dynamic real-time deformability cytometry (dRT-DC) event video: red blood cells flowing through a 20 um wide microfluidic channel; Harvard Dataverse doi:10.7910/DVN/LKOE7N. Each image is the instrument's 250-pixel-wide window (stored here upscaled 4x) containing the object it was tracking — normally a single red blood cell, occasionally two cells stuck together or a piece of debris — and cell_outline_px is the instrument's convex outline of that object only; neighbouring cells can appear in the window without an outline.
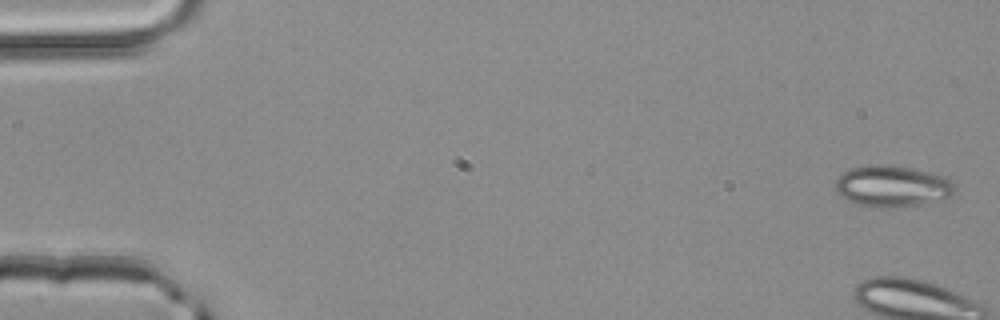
{"species": "common noctule bat (a hibernating species)", "species_latin": "Nyctalus noctula", "temperature_condition": "room temperature", "stored_images_in_passage": 4, "camera_frame_rate_fps": 3000, "um_per_image_px": 0.085, "animal": {"sex": "male", "body_mass_g": 20.4}, "frame": {"image": 1, "passage_image": 1, "time_ms": 0.0, "image_size_px": [1000, 320], "cell_outline_px": [[956, 188], [952, 196], [920, 204], [888, 208], [876, 208], [860, 204], [848, 200], [840, 196], [836, 192], [836, 180], [840, 172], [848, 168], [868, 164], [888, 164], [912, 168], [944, 176], [956, 184]], "centroid_in_image_um": [75.81, 15.8], "position_along_channel_um": 9.2, "area_um2": 29.07}}